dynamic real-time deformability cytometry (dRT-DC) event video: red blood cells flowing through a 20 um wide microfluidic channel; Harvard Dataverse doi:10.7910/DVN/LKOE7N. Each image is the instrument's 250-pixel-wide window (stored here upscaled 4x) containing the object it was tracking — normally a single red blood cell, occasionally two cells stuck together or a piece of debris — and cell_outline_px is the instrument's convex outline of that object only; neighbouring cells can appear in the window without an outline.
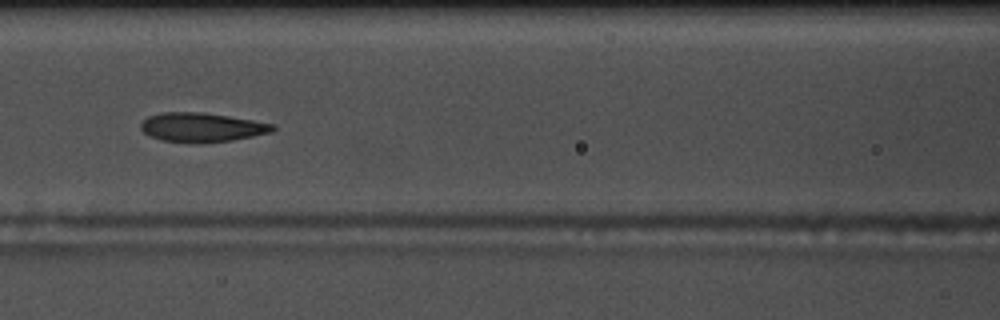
{"species": "common noctule bat (a hibernating species)", "species_latin": "Nyctalus noctula", "temperature_condition": "warm", "stored_images_in_passage": 53, "segment_of_instrument_passage": [1, 2], "camera_frame_rate_fps": 3000, "um_per_image_px": 0.085, "animal": {"sex": "male", "body_mass_g": 17.5, "forearm_length_mm": 52.3}, "frame": {"image": 1, "passage_image": 21, "time_ms": 6.667, "image_size_px": [1000, 320], "cell_outline_px": [[276, 128], [272, 132], [232, 140], [204, 144], [200, 144], [160, 140], [144, 132], [140, 128], [140, 124], [148, 116], [160, 112], [204, 112], [276, 124]], "centroid_in_image_um": [17.15, 10.83], "position_along_channel_um": 149.4, "area_um2": 22.66}}
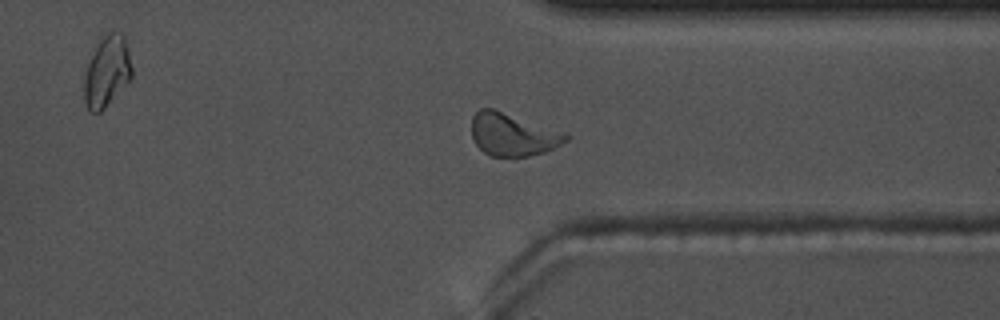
{"frame": {"image": 2, "passage_image": 39, "time_ms": 12.667, "image_size_px": [1000, 320], "cell_outline_px": [[572, 136], [568, 140], [544, 152], [528, 156], [492, 156], [484, 152], [476, 144], [472, 136], [472, 116], [480, 108], [492, 108]], "centroid_in_image_um": [43.54, 11.44], "position_along_channel_um": 367.9, "area_um2": 22.83}}
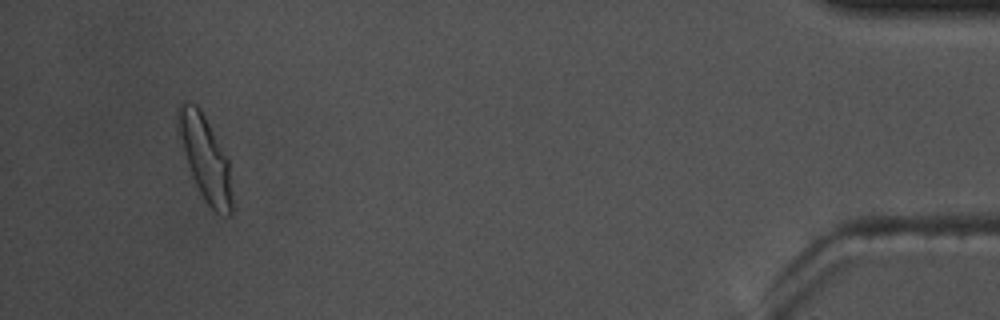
{"frame": {"image": 3, "passage_image": 49, "time_ms": 16.0, "image_size_px": [1000, 320], "cell_outline_px": [[232, 212], [228, 216], [216, 212], [208, 204], [200, 192], [196, 184], [176, 128], [176, 108], [184, 100], [196, 104], [200, 108], [228, 156], [232, 204]], "centroid_in_image_um": [17.43, 13.35], "position_along_channel_um": 417.8, "area_um2": 26.36}}